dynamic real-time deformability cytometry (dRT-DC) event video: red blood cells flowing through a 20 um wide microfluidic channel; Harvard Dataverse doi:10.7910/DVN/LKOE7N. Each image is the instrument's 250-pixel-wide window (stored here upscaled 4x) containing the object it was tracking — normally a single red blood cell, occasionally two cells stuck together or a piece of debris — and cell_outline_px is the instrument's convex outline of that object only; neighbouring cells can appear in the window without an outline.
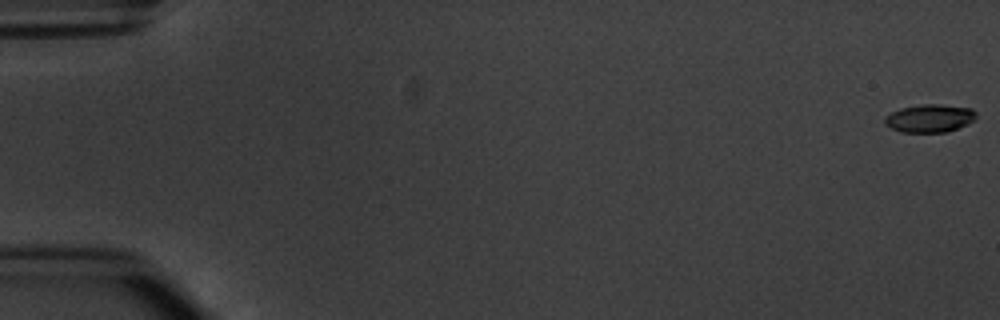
{"species": "common noctule bat (a hibernating species)", "species_latin": "Nyctalus noctula", "temperature_condition": "warm", "stored_images_in_passage": 8, "camera_frame_rate_fps": 3000, "um_per_image_px": 0.085, "animal": {"sex": "male", "body_mass_g": 20.1, "forearm_length_mm": 53.5}, "frame": {"image": 1, "passage_image": 1, "time_ms": 0.0, "image_size_px": [1000, 320], "cell_outline_px": [[976, 116], [968, 124], [944, 132], [900, 132], [884, 124], [884, 116], [900, 108], [924, 104], [940, 104], [972, 108], [976, 112]], "centroid_in_image_um": [79.0, 10.04], "position_along_channel_um": 6.0, "area_um2": 14.85}}
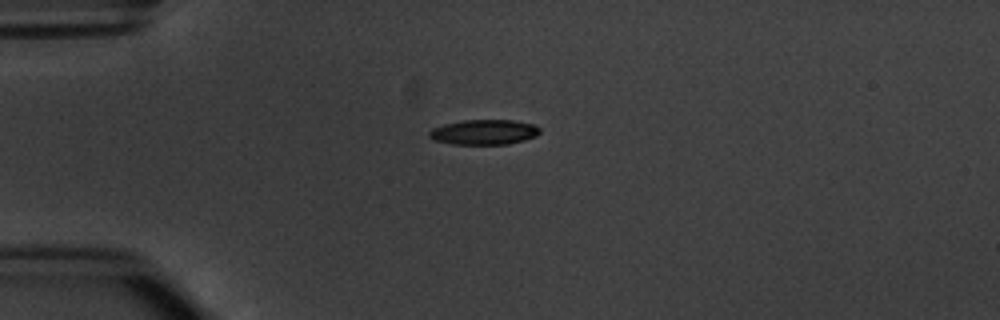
{"frame": {"image": 2, "passage_image": 4, "time_ms": 4.667, "image_size_px": [1000, 320], "cell_outline_px": [[540, 132], [536, 136], [524, 140], [508, 144], [452, 144], [436, 140], [428, 136], [428, 132], [432, 128], [444, 124], [464, 120], [512, 120], [532, 124], [540, 128]], "centroid_in_image_um": [41.14, 11.23], "position_along_channel_um": 43.9, "area_um2": 16.07}}
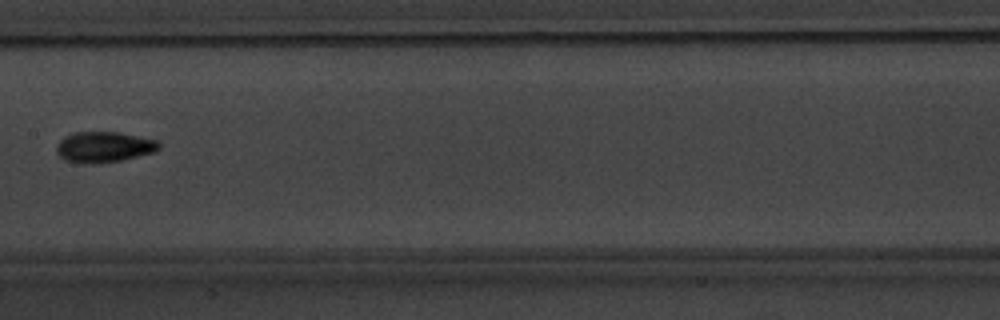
{"frame": {"image": 3, "passage_image": 8, "time_ms": 9.333, "image_size_px": [1000, 320], "cell_outline_px": [[160, 148], [156, 152], [120, 160], [92, 164], [88, 164], [64, 160], [56, 152], [56, 144], [64, 136], [72, 132], [120, 132], [160, 140]], "centroid_in_image_um": [8.85, 12.48], "position_along_channel_um": 198.6, "area_um2": 18.61}}